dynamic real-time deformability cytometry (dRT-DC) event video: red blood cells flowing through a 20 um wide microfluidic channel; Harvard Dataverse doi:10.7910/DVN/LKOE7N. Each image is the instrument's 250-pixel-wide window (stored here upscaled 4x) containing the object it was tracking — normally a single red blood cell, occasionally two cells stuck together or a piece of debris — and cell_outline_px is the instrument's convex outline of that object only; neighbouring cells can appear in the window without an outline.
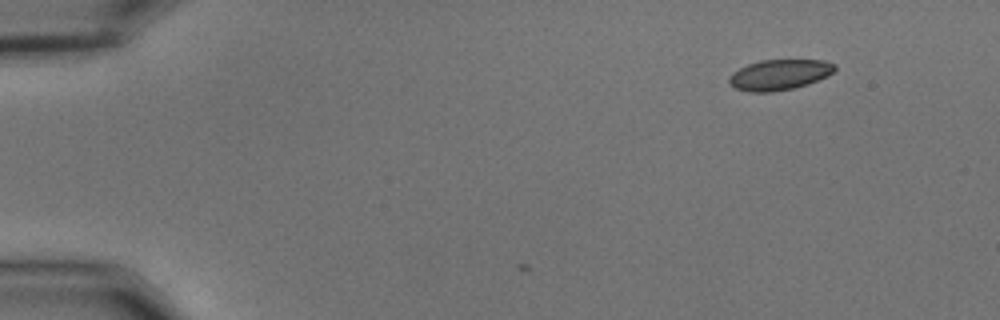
{"species": "common noctule bat (a hibernating species)", "species_latin": "Nyctalus noctula", "temperature_condition": "cold", "stored_images_in_passage": 6, "camera_frame_rate_fps": 3000, "um_per_image_px": 0.085, "animal": {"sex": "male", "body_mass_g": 15.6}, "frame": {"image": 1, "passage_image": 1, "time_ms": 0.0, "image_size_px": [1000, 320], "cell_outline_px": [[836, 68], [828, 76], [808, 84], [792, 88], [772, 92], [748, 92], [736, 88], [728, 84], [728, 76], [732, 72], [748, 64], [760, 60], [824, 60], [836, 64]], "centroid_in_image_um": [66.23, 6.35], "position_along_channel_um": 18.8, "area_um2": 18.9}}